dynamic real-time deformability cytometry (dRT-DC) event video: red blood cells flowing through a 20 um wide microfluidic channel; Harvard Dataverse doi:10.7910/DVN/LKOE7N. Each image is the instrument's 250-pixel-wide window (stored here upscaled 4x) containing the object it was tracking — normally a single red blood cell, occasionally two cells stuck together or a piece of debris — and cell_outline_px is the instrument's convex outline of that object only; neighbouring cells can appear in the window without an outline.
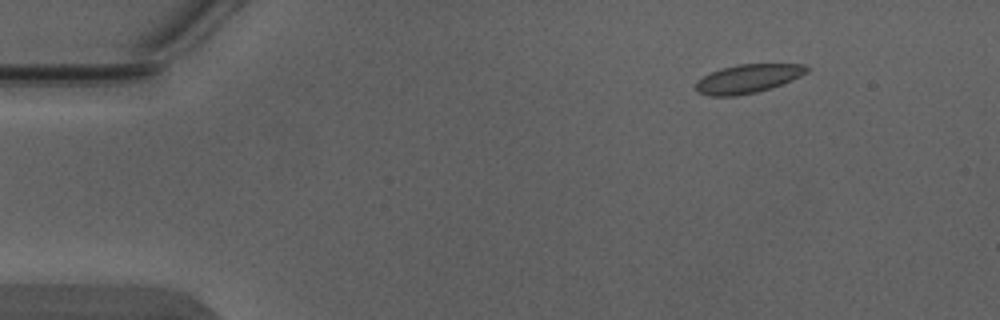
{"species": "Egyptian fruit bat (a non-hibernating species)", "species_latin": "Rousettus aegyptiacus", "temperature_condition": "warm", "stored_images_in_passage": 3, "camera_frame_rate_fps": 3000, "um_per_image_px": 0.085, "animal": {"sex": "male"}, "frame": {"image": 1, "passage_image": 1, "time_ms": 0.0, "image_size_px": [1000, 320], "cell_outline_px": [[808, 72], [792, 80], [772, 88], [756, 92], [736, 96], [708, 96], [696, 92], [696, 80], [720, 68], [736, 64], [804, 64], [808, 68]], "centroid_in_image_um": [63.55, 6.69], "position_along_channel_um": 21.5, "area_um2": 18.67}}